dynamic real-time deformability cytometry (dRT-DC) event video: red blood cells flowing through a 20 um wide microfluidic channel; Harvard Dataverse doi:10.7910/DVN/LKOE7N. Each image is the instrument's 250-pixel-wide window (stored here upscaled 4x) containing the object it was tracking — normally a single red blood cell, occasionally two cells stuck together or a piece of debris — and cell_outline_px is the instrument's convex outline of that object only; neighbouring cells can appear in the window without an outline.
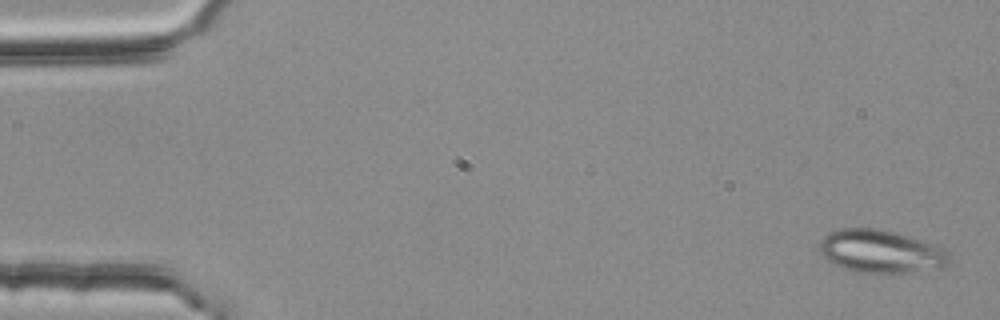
{"species": "common noctule bat (a hibernating species)", "species_latin": "Nyctalus noctula", "temperature_condition": "room temperature", "stored_images_in_passage": 4, "camera_frame_rate_fps": 3000, "um_per_image_px": 0.085, "animal": {"sex": "female", "body_mass_g": 25.1}, "frame": {"image": 1, "passage_image": 1, "time_ms": 0.0, "image_size_px": [1000, 320], "cell_outline_px": [[948, 264], [944, 268], [900, 276], [856, 272], [832, 264], [820, 252], [820, 244], [824, 236], [828, 232], [836, 228], [880, 228], [896, 232], [936, 244], [944, 248], [948, 252]], "centroid_in_image_um": [74.93, 21.41], "position_along_channel_um": 10.1, "area_um2": 33.81}}